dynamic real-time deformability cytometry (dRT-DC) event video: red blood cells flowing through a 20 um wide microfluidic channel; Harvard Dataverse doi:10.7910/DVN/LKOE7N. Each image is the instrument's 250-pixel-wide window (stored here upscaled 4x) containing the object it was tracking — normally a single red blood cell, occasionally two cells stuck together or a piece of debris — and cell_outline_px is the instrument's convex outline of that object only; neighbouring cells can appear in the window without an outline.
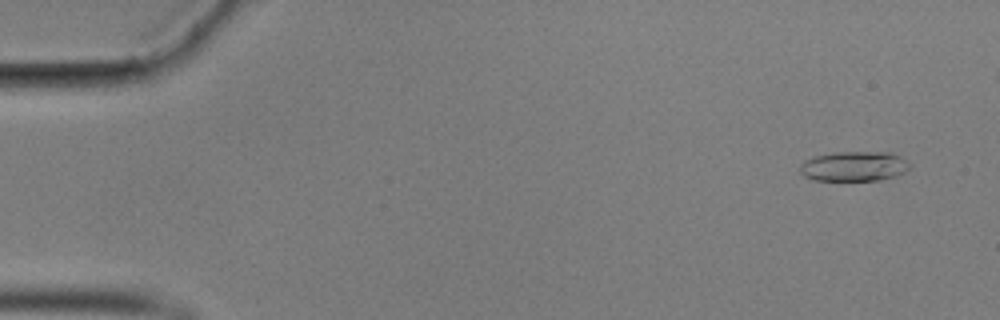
{"species": "common noctule bat (a hibernating species)", "species_latin": "Nyctalus noctula", "temperature_condition": "cold", "stored_images_in_passage": 54, "camera_frame_rate_fps": 3000, "um_per_image_px": 0.085, "animal": {"sex": "male", "body_mass_g": 17.9}, "frame": {"image": 1, "passage_image": 4, "time_ms": 1.0, "image_size_px": [1000, 320], "cell_outline_px": [[912, 164], [904, 172], [896, 176], [880, 180], [816, 180], [804, 176], [800, 172], [800, 164], [804, 160], [816, 156], [836, 152], [888, 152], [900, 156]], "centroid_in_image_um": [72.6, 14.13], "position_along_channel_um": 12.4, "area_um2": 19.07}}
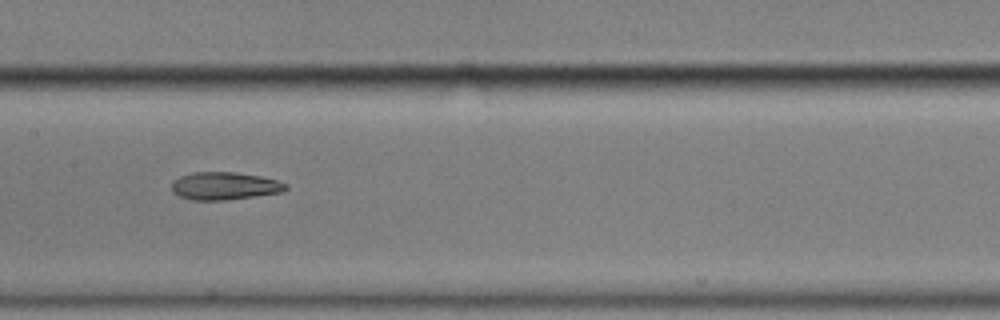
{"frame": {"image": 2, "passage_image": 29, "time_ms": 9.333, "image_size_px": [1000, 320], "cell_outline_px": [[288, 188], [280, 192], [224, 200], [192, 200], [180, 196], [172, 192], [172, 180], [180, 176], [192, 172], [236, 172], [260, 176], [276, 180], [288, 184]], "centroid_in_image_um": [19.05, 15.79], "position_along_channel_um": 188.4, "area_um2": 18.32}}
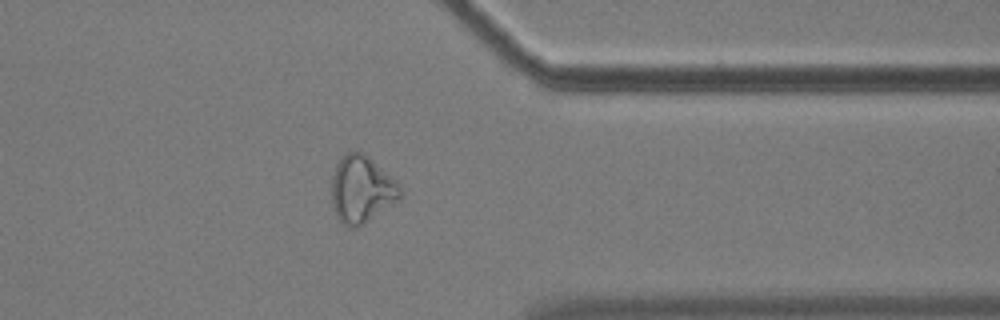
{"frame": {"image": 3, "passage_image": 46, "time_ms": 15.0, "image_size_px": [1000, 320], "cell_outline_px": [[400, 200], [364, 224], [356, 228], [348, 228], [336, 216], [332, 204], [332, 176], [336, 164], [344, 152], [364, 152], [392, 176], [400, 184]], "centroid_in_image_um": [30.74, 16.1], "position_along_channel_um": 380.7, "area_um2": 27.11}, "authors_computed_cell_mechanics": {"area_um2": 18.785, "velocity_mm_per_s": 3.5261, "shape_relaxation_time_tau1_ms": null, "shape_relaxation_time_tau2_ms": 4.898, "deformation_change_tau1": null, "deformation_change_tau2": 0.1402}}